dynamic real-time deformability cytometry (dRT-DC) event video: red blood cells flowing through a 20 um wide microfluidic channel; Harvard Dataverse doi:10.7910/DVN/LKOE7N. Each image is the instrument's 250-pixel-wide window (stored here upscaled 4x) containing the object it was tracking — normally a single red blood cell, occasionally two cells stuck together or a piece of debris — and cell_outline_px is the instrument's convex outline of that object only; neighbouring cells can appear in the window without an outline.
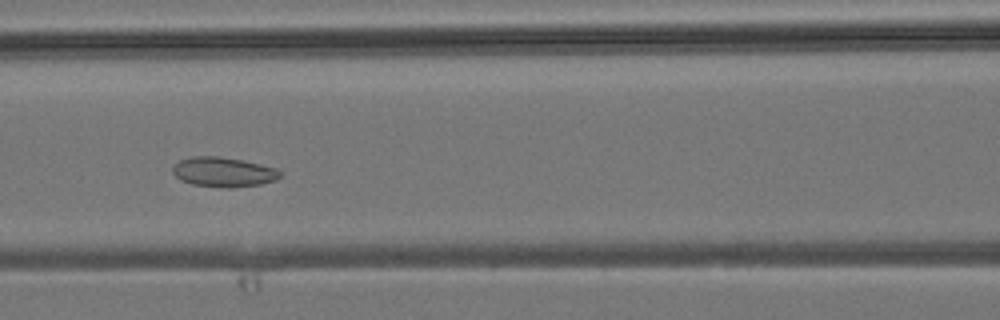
{"species": "common noctule bat (a hibernating species)", "species_latin": "Nyctalus noctula", "temperature_condition": "room temperature", "stored_images_in_passage": 5, "camera_frame_rate_fps": 3000, "um_per_image_px": 0.085, "animal": {"sex": "male", "body_mass_g": 19.2, "forearm_length_mm": 51.8}, "frame": {"image": 1, "passage_image": 5, "time_ms": 5.333, "image_size_px": [1000, 320], "cell_outline_px": [[280, 176], [276, 180], [260, 184], [232, 188], [224, 188], [192, 184], [180, 180], [172, 172], [172, 168], [180, 160], [192, 156], [220, 156], [244, 160], [276, 168], [280, 172]], "centroid_in_image_um": [18.98, 14.62], "position_along_channel_um": 147.6, "area_um2": 18.67}}